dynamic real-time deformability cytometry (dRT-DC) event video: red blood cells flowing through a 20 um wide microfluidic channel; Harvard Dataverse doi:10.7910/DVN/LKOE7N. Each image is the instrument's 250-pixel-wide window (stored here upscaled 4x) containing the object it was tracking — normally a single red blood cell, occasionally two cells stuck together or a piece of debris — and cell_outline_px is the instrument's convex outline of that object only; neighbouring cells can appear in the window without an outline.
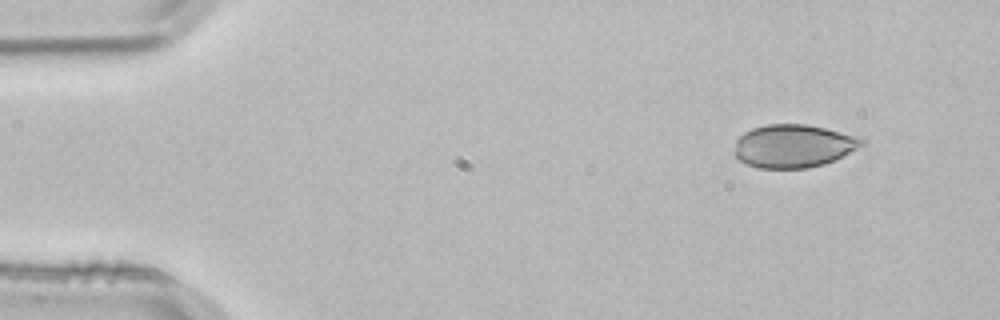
{"species": "common noctule bat (a hibernating species)", "species_latin": "Nyctalus noctula", "temperature_condition": "room temperature", "stored_images_in_passage": 3, "camera_frame_rate_fps": 3000, "um_per_image_px": 0.085, "animal": {"sex": "male", "body_mass_g": 21.5, "forearm_length_mm": 52.0}, "frame": {"image": 1, "passage_image": 1, "time_ms": 0.0, "image_size_px": [1000, 320], "cell_outline_px": [[868, 140], [864, 144], [824, 164], [808, 168], [760, 168], [748, 164], [740, 160], [736, 156], [736, 140], [744, 132], [752, 128], [768, 124], [808, 124], [860, 136]], "centroid_in_image_um": [67.47, 12.39], "position_along_channel_um": 17.5, "area_um2": 31.79}}